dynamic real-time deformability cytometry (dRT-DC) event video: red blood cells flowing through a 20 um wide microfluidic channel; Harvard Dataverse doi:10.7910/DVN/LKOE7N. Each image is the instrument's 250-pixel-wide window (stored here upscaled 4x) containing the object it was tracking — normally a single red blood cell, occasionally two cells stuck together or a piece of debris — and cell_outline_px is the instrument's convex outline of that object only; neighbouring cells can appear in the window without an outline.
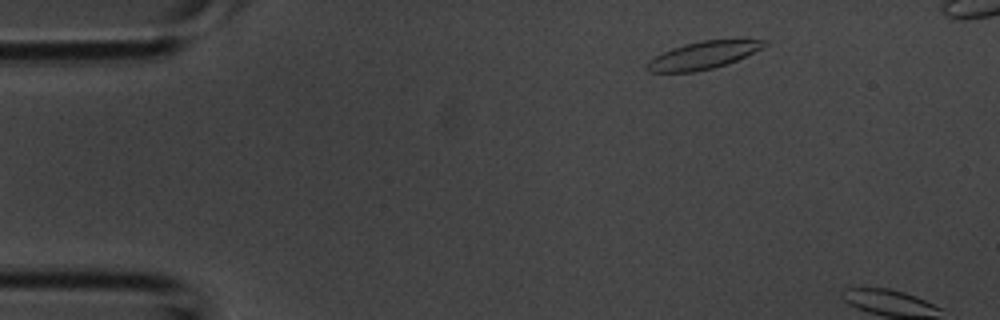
{"species": "common noctule bat (a hibernating species)", "species_latin": "Nyctalus noctula", "temperature_condition": "room temperature", "stored_images_in_passage": 3, "camera_frame_rate_fps": 3000, "um_per_image_px": 0.085, "animal": {"sex": "male", "body_mass_g": 20.1, "forearm_length_mm": 53.5}, "frame": {"image": 1, "passage_image": 1, "time_ms": 0.0, "image_size_px": [1000, 320], "cell_outline_px": [[768, 44], [728, 64], [696, 72], [648, 72], [644, 68], [644, 64], [648, 60], [672, 48], [684, 44], [704, 40], [768, 40]], "centroid_in_image_um": [59.68, 4.71], "position_along_channel_um": 25.3, "area_um2": 18.61}}